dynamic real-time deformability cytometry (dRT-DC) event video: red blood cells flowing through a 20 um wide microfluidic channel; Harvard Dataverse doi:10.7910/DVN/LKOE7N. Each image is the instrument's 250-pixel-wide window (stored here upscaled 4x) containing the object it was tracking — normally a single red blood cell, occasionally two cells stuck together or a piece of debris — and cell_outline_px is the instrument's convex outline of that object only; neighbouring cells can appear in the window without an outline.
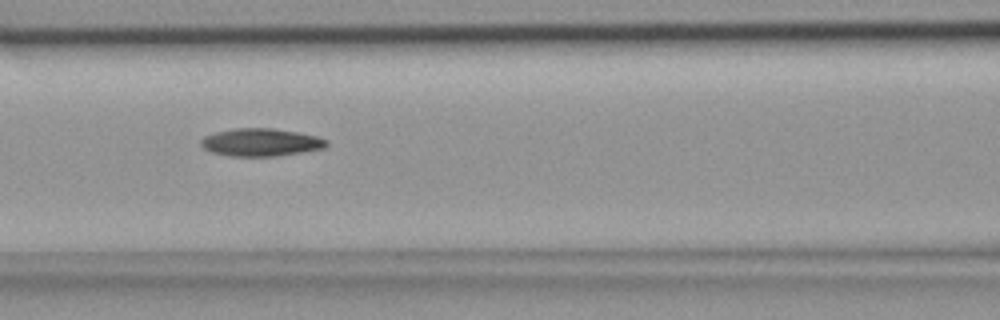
{"species": "common noctule bat (a hibernating species)", "species_latin": "Nyctalus noctula", "temperature_condition": "room temperature", "stored_images_in_passage": 8, "camera_frame_rate_fps": 3000, "um_per_image_px": 0.085, "animal": {"sex": "female", "body_mass_g": 18.4}, "frame": {"image": 1, "passage_image": 6, "time_ms": 1.667, "image_size_px": [1000, 320], "cell_outline_px": [[328, 144], [324, 148], [276, 156], [228, 156], [212, 152], [204, 148], [200, 144], [200, 140], [204, 136], [216, 132], [236, 128], [272, 128], [296, 132], [316, 136], [328, 140]], "centroid_in_image_um": [22.15, 12.09], "position_along_channel_um": 144.4, "area_um2": 20.17}}
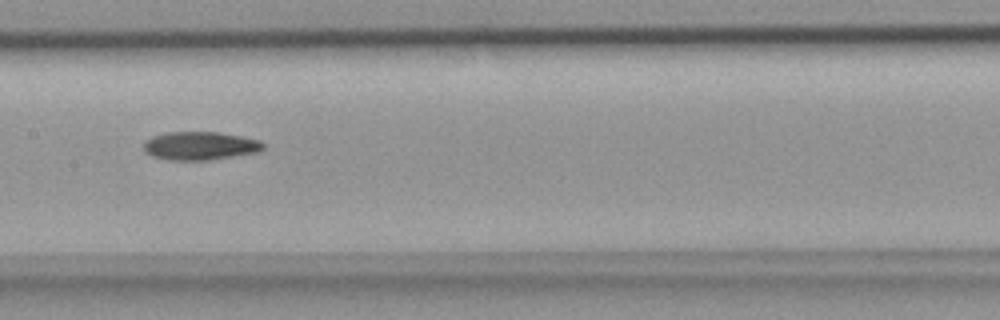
{"frame": {"image": 2, "passage_image": 7, "time_ms": 2.0, "image_size_px": [1000, 320], "cell_outline_px": [[264, 148], [256, 152], [208, 160], [168, 160], [152, 156], [144, 152], [144, 144], [152, 136], [164, 132], [220, 132], [260, 140], [264, 144]], "centroid_in_image_um": [16.98, 12.39], "position_along_channel_um": 190.4, "area_um2": 19.65}}
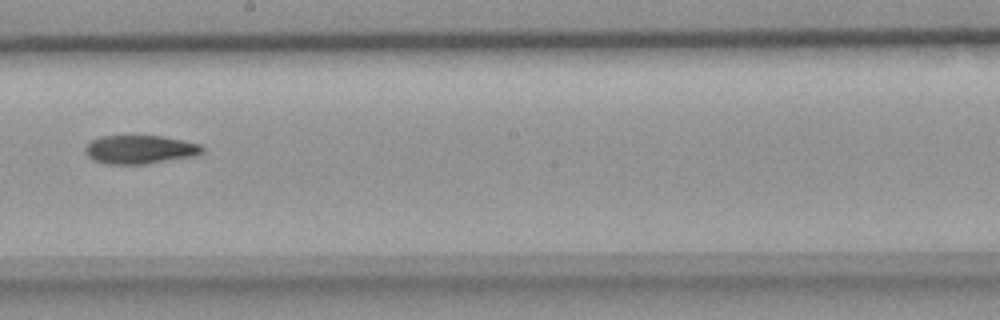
{"frame": {"image": 3, "passage_image": 8, "time_ms": 2.333, "image_size_px": [1000, 320], "cell_outline_px": [[204, 152], [192, 156], [144, 164], [104, 164], [92, 160], [84, 152], [84, 148], [92, 140], [100, 136], [160, 136], [200, 144], [204, 148]], "centroid_in_image_um": [11.84, 12.71], "position_along_channel_um": 236.4, "area_um2": 19.36}}